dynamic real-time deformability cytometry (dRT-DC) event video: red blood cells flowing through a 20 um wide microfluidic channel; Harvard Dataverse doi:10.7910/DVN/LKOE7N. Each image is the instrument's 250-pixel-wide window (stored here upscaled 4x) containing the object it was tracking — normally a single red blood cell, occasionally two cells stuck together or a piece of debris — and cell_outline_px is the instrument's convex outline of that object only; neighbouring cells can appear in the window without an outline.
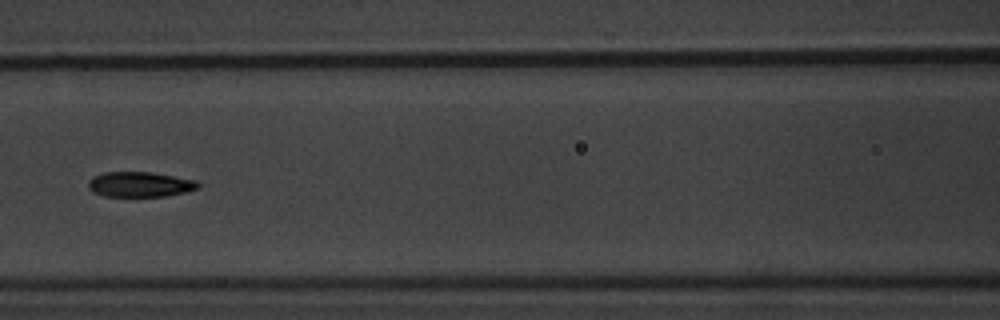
{"species": "common noctule bat (a hibernating species)", "species_latin": "Nyctalus noctula", "temperature_condition": "warm", "stored_images_in_passage": 8, "camera_frame_rate_fps": 3000, "um_per_image_px": 0.085, "animal": {"sex": "male", "body_mass_g": 20.1, "forearm_length_mm": 53.5}, "frame": {"image": 1, "passage_image": 4, "time_ms": 4.667, "image_size_px": [1000, 320], "cell_outline_px": [[200, 188], [184, 192], [164, 196], [104, 196], [92, 192], [88, 188], [88, 180], [92, 176], [104, 172], [152, 172], [196, 180], [200, 184]], "centroid_in_image_um": [11.87, 15.66], "position_along_channel_um": 154.7, "area_um2": 16.18}}
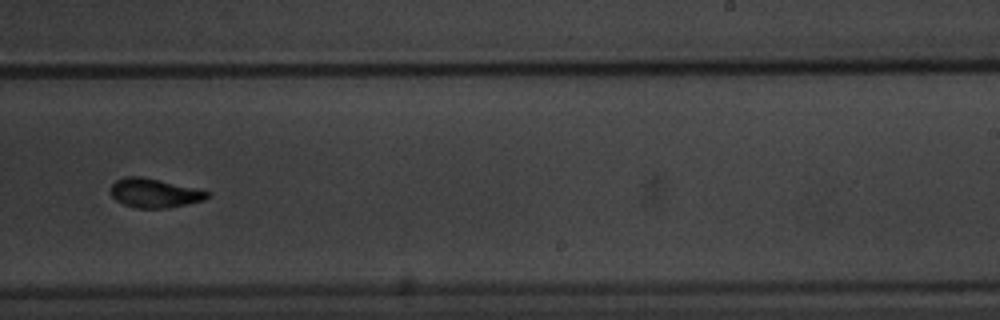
{"frame": {"image": 2, "passage_image": 7, "time_ms": 8.0, "image_size_px": [1000, 320], "cell_outline_px": [[212, 192], [204, 200], [188, 204], [164, 208], [136, 208], [124, 204], [116, 200], [112, 196], [112, 184], [116, 180], [124, 176], [140, 176], [196, 188]], "centroid_in_image_um": [13.14, 16.41], "position_along_channel_um": 275.9, "area_um2": 16.24}}